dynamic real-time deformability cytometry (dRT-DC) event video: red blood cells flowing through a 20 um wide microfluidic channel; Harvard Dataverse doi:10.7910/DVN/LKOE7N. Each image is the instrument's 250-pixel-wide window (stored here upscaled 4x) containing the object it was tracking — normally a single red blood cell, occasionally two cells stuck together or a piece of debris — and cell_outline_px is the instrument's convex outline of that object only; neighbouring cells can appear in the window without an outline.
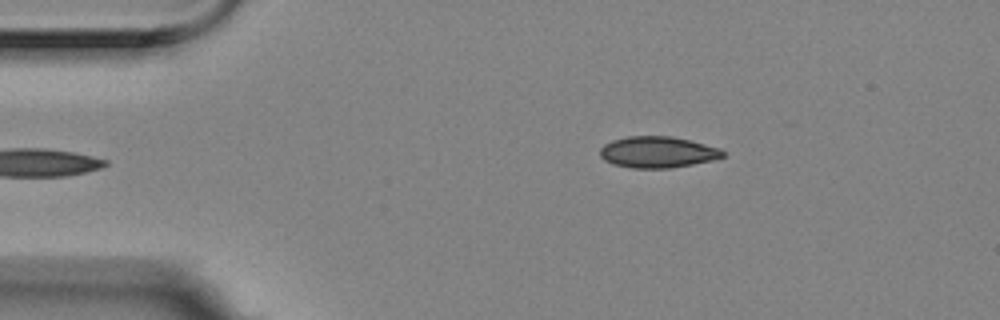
{"species": "Egyptian fruit bat (a non-hibernating species)", "species_latin": "Rousettus aegyptiacus", "temperature_condition": "room temperature", "stored_images_in_passage": 5, "camera_frame_rate_fps": 3000, "um_per_image_px": 0.085, "animal": {"sex": "female"}, "frame": {"image": 1, "passage_image": 2, "time_ms": 0.333, "image_size_px": [1000, 320], "cell_outline_px": [[724, 156], [712, 160], [692, 164], [668, 168], [632, 168], [612, 164], [604, 160], [600, 156], [600, 148], [604, 144], [612, 140], [628, 136], [672, 136], [720, 148], [724, 152]], "centroid_in_image_um": [55.86, 12.93], "position_along_channel_um": 29.1, "area_um2": 22.31}}
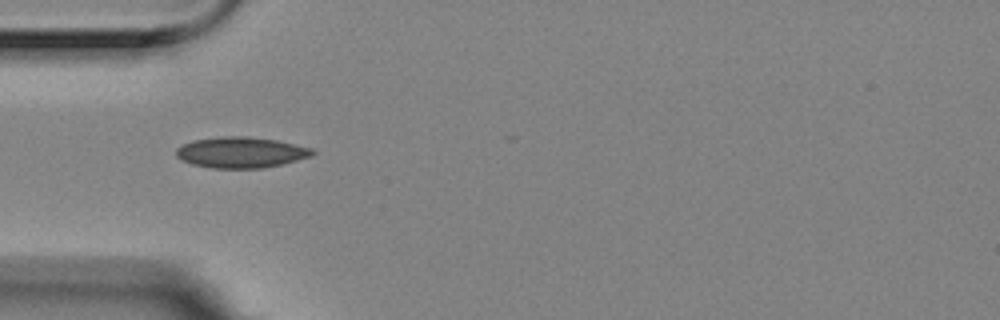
{"frame": {"image": 2, "passage_image": 4, "time_ms": 1.0, "image_size_px": [1000, 320], "cell_outline_px": [[316, 152], [312, 156], [264, 168], [212, 168], [192, 164], [180, 160], [176, 156], [176, 148], [192, 140], [220, 136], [248, 136], [276, 140], [312, 148]], "centroid_in_image_um": [20.45, 12.95], "position_along_channel_um": 64.5, "area_um2": 24.57}}
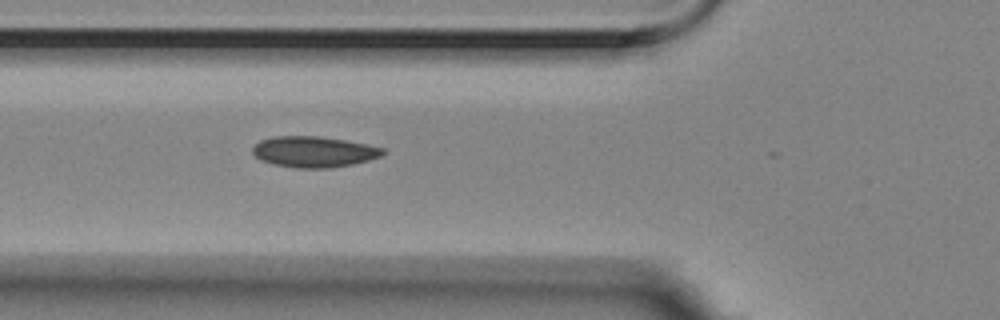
{"frame": {"image": 3, "passage_image": 5, "time_ms": 1.333, "image_size_px": [1000, 320], "cell_outline_px": [[388, 152], [380, 156], [368, 160], [352, 164], [332, 168], [296, 168], [276, 164], [260, 160], [252, 152], [252, 148], [260, 140], [272, 136], [320, 136], [344, 140], [384, 148]], "centroid_in_image_um": [26.67, 12.9], "position_along_channel_um": 99.1, "area_um2": 23.41}}